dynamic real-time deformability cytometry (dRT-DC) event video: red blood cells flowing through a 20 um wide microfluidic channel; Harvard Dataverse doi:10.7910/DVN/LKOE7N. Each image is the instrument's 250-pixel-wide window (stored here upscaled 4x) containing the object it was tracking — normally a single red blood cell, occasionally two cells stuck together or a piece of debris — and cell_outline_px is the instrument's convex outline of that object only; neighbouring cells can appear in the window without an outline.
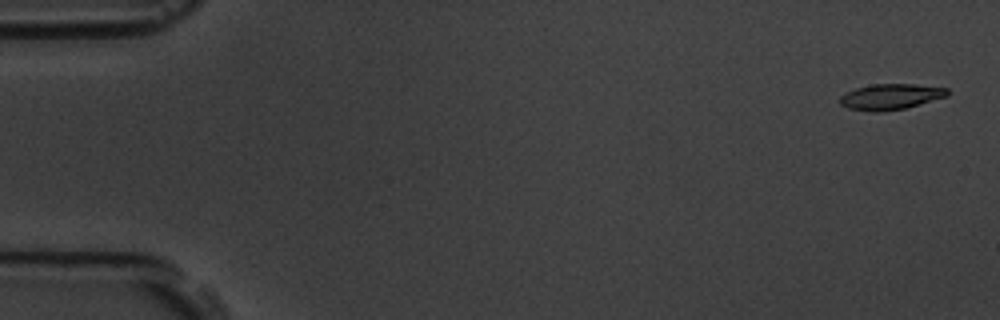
{"species": "common noctule bat (a hibernating species)", "species_latin": "Nyctalus noctula", "temperature_condition": "room temperature", "stored_images_in_passage": 5, "camera_frame_rate_fps": 3000, "um_per_image_px": 0.085, "animal": {"sex": "male", "body_mass_g": 19.5, "forearm_length_mm": 54.6}, "frame": {"image": 1, "passage_image": 1, "time_ms": 0.0, "image_size_px": [1000, 320], "cell_outline_px": [[948, 96], [904, 108], [880, 112], [872, 112], [848, 108], [840, 104], [840, 96], [856, 88], [872, 84], [912, 84], [948, 88]], "centroid_in_image_um": [75.69, 8.22], "position_along_channel_um": 9.3, "area_um2": 15.95}}